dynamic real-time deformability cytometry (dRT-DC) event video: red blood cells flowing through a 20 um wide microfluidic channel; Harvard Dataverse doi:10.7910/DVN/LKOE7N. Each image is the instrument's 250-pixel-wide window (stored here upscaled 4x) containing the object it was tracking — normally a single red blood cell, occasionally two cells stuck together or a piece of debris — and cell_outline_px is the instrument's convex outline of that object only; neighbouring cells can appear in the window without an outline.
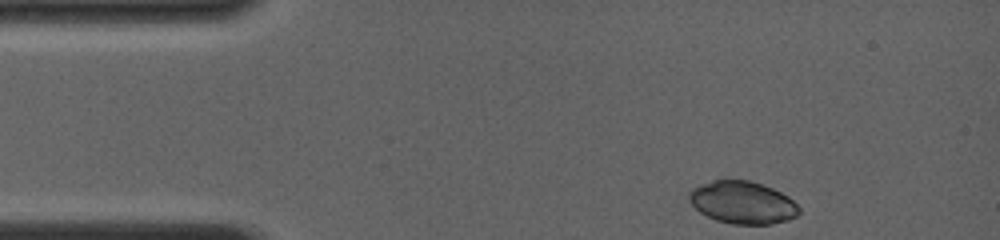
{"species": "common noctule bat (a hibernating species)", "species_latin": "Nyctalus noctula", "temperature_condition": "room temperature", "stored_images_in_passage": 7, "camera_frame_rate_fps": 4000, "um_per_image_px": 0.085, "animal": {"sex": "female", "body_mass_g": 19.0, "forearm_length_mm": 56.7}, "frame": {"image": 1, "passage_image": 1, "time_ms": 0.0, "image_size_px": [1000, 240], "cell_outline_px": [[800, 212], [796, 216], [788, 220], [772, 224], [732, 224], [716, 220], [700, 212], [688, 200], [688, 192], [692, 188], [700, 184], [724, 176], [748, 180], [772, 188], [788, 196], [800, 208]], "centroid_in_image_um": [63.08, 17.17], "position_along_channel_um": 21.9, "area_um2": 27.74}}
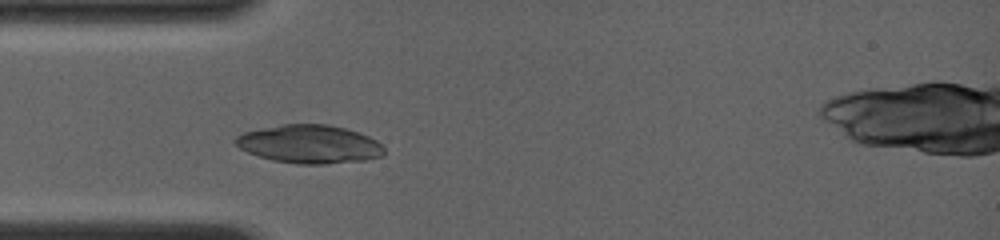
{"frame": {"image": 2, "passage_image": 7, "time_ms": 2.5, "image_size_px": [1000, 240], "cell_outline_px": [[384, 152], [380, 156], [364, 160], [324, 164], [296, 164], [272, 160], [248, 152], [240, 148], [232, 140], [236, 136], [244, 132], [260, 128], [284, 124], [328, 124], [344, 128], [368, 136], [376, 140], [384, 148]], "centroid_in_image_um": [26.27, 12.25], "position_along_channel_um": 58.7, "area_um2": 33.06}}